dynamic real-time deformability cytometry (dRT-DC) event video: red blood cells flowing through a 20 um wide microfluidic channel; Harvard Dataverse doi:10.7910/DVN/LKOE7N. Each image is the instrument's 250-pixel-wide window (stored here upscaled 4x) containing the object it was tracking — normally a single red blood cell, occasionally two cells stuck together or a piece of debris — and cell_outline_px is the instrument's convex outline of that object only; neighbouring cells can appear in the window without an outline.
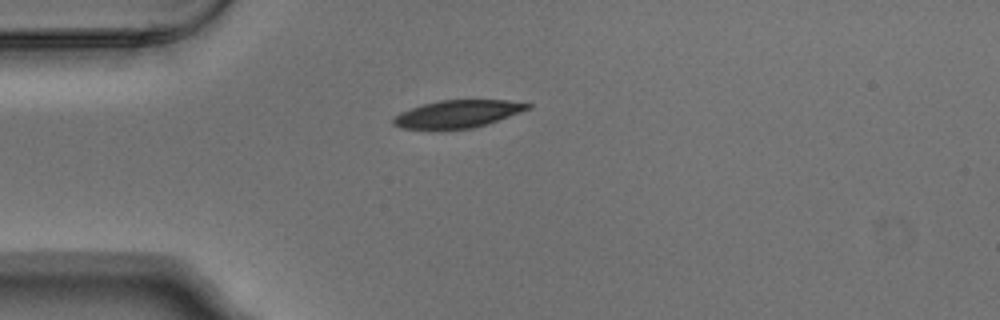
{"species": "Egyptian fruit bat (a non-hibernating species)", "species_latin": "Rousettus aegyptiacus", "temperature_condition": "warm", "stored_images_in_passage": 1, "camera_frame_rate_fps": 3000, "um_per_image_px": 0.085, "animal": {"sex": "male"}, "frame": {"image": 1, "passage_image": 1, "time_ms": 0.0, "image_size_px": [1000, 320], "cell_outline_px": [[532, 108], [488, 124], [472, 128], [400, 128], [392, 124], [392, 116], [400, 112], [424, 104], [440, 100], [508, 100], [532, 104]], "centroid_in_image_um": [38.92, 9.67], "position_along_channel_um": 46.1, "area_um2": 21.39}}